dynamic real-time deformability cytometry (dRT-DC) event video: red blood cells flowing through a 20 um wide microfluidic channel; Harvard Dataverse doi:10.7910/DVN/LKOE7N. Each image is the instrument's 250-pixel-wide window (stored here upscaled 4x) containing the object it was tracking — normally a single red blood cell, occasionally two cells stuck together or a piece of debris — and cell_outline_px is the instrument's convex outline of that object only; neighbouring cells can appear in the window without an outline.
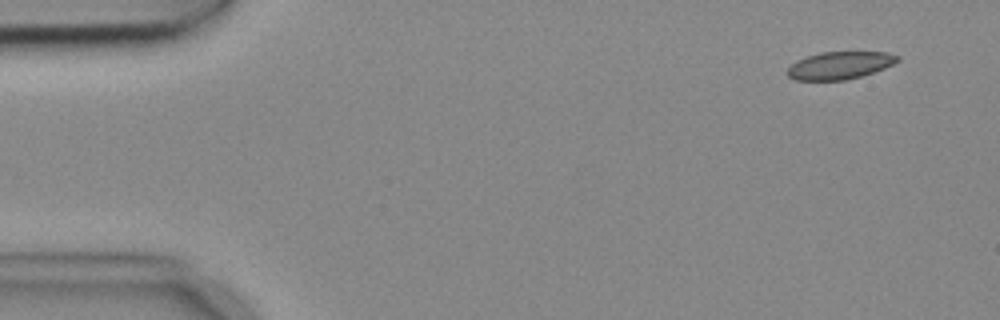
{"species": "common noctule bat (a hibernating species)", "species_latin": "Nyctalus noctula", "temperature_condition": "cold", "stored_images_in_passage": 3, "camera_frame_rate_fps": 3000, "um_per_image_px": 0.085, "animal": {"sex": "female", "body_mass_g": 18.4}, "frame": {"image": 1, "passage_image": 1, "time_ms": 0.0, "image_size_px": [1000, 320], "cell_outline_px": [[900, 60], [884, 68], [860, 76], [844, 80], [796, 80], [788, 76], [788, 68], [796, 60], [820, 52], [888, 52], [900, 56]], "centroid_in_image_um": [71.39, 5.55], "position_along_channel_um": 13.6, "area_um2": 17.51}}